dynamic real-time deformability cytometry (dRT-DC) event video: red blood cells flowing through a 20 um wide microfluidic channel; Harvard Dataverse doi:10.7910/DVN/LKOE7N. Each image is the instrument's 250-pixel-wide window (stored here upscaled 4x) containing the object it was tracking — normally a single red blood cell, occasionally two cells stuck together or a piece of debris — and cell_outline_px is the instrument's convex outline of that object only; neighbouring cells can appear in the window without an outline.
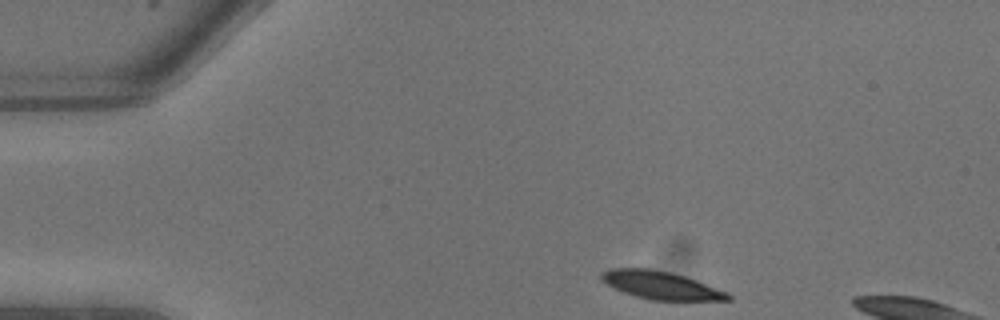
{"species": "common noctule bat (a hibernating species)", "species_latin": "Nyctalus noctula", "temperature_condition": "warm", "stored_images_in_passage": 4, "camera_frame_rate_fps": 3000, "um_per_image_px": 0.085, "animal": {"sex": "male", "body_mass_g": 13.3}, "frame": {"image": 1, "passage_image": 1, "time_ms": 0.0, "image_size_px": [1000, 320], "cell_outline_px": [[732, 300], [652, 300], [636, 296], [624, 292], [600, 280], [600, 272], [608, 268], [652, 268], [684, 276], [696, 280], [728, 292], [732, 296]], "centroid_in_image_um": [56.16, 24.23], "position_along_channel_um": 28.8, "area_um2": 20.52}}